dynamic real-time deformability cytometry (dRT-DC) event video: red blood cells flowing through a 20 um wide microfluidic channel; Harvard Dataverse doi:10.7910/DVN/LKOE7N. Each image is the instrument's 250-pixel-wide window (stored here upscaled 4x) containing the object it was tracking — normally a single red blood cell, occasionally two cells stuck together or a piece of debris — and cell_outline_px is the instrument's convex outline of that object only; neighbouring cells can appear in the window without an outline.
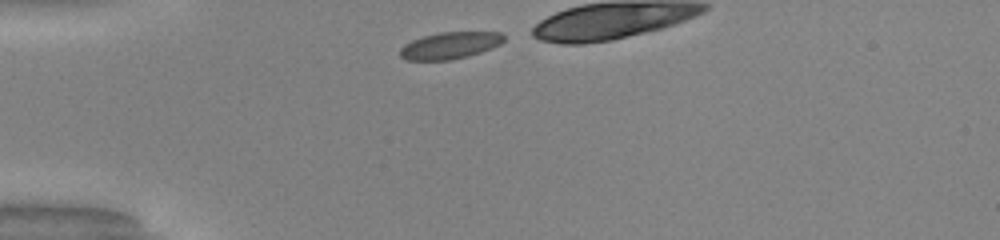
{"species": "common noctule bat (a hibernating species)", "species_latin": "Nyctalus noctula", "temperature_condition": "warm", "stored_images_in_passage": 10, "camera_frame_rate_fps": 3000, "um_per_image_px": 0.085, "animal": {"sex": "male", "body_mass_g": 20.0, "forearm_length_mm": 53.3}, "frame": {"image": 1, "passage_image": 1, "time_ms": 0.0, "image_size_px": [1000, 240], "cell_outline_px": [[504, 40], [500, 44], [492, 48], [468, 56], [448, 60], [404, 60], [400, 56], [400, 48], [404, 44], [412, 40], [424, 36], [440, 32], [500, 32], [504, 36]], "centroid_in_image_um": [38.23, 3.86], "position_along_channel_um": 46.8, "area_um2": 16.18}}
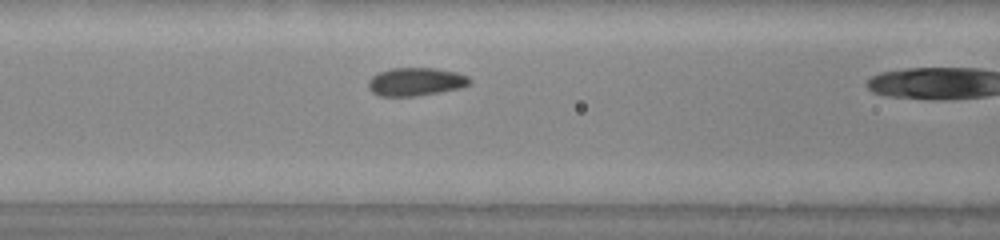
{"frame": {"image": 2, "passage_image": 9, "time_ms": 2.667, "image_size_px": [1000, 240], "cell_outline_px": [[472, 80], [468, 84], [460, 88], [440, 92], [416, 96], [380, 96], [372, 92], [368, 88], [368, 80], [372, 76], [380, 72], [392, 68], [436, 68], [456, 72], [468, 76]], "centroid_in_image_um": [35.33, 6.95], "position_along_channel_um": 131.3, "area_um2": 16.65}}